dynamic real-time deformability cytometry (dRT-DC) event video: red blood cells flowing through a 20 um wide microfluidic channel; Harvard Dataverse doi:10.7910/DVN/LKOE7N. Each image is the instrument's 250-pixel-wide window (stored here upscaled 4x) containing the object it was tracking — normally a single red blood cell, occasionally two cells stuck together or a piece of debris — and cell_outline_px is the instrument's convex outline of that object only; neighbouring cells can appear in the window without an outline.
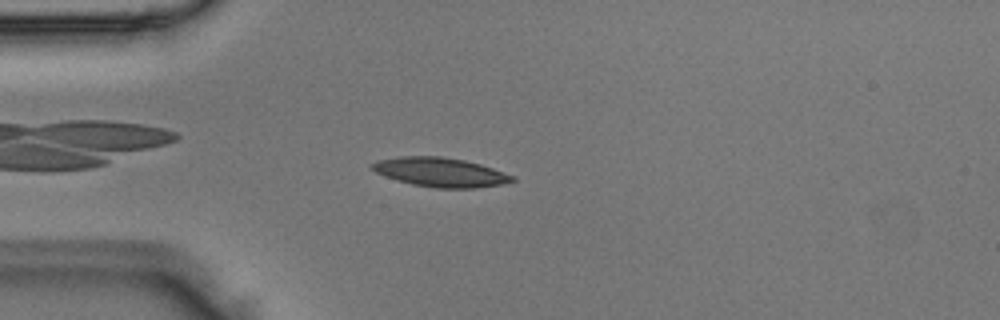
{"species": "Egyptian fruit bat (a non-hibernating species)", "species_latin": "Rousettus aegyptiacus", "temperature_condition": "room temperature", "stored_images_in_passage": 7, "camera_frame_rate_fps": 3000, "um_per_image_px": 0.085, "animal": {"sex": "male"}, "frame": {"image": 1, "passage_image": 5, "time_ms": 1.333, "image_size_px": [1000, 320], "cell_outline_px": [[516, 180], [504, 184], [476, 188], [436, 188], [412, 184], [396, 180], [376, 172], [368, 164], [376, 160], [400, 156], [440, 156], [464, 160], [480, 164], [516, 176]], "centroid_in_image_um": [37.44, 14.64], "position_along_channel_um": 47.6, "area_um2": 23.99}}
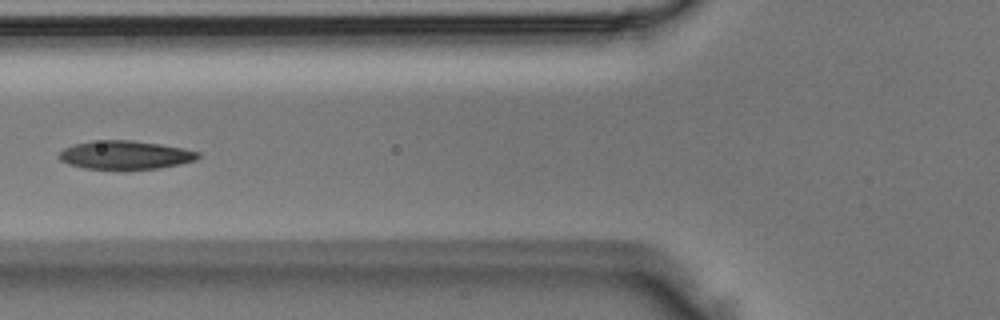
{"frame": {"image": 2, "passage_image": 7, "time_ms": 2.0, "image_size_px": [1000, 320], "cell_outline_px": [[200, 156], [196, 160], [180, 164], [160, 168], [128, 172], [84, 168], [68, 164], [60, 160], [60, 152], [64, 148], [76, 144], [92, 140], [132, 140], [160, 144], [184, 148], [200, 152]], "centroid_in_image_um": [10.67, 13.21], "position_along_channel_um": 115.1, "area_um2": 23.93}}